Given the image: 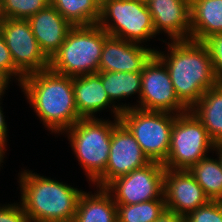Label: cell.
<instances>
[{
	"label": "cell",
	"mask_w": 222,
	"mask_h": 222,
	"mask_svg": "<svg viewBox=\"0 0 222 222\" xmlns=\"http://www.w3.org/2000/svg\"><path fill=\"white\" fill-rule=\"evenodd\" d=\"M166 50L156 49L155 55L167 67L176 96L190 109L218 84L209 52L202 42L190 39L168 40Z\"/></svg>",
	"instance_id": "1"
},
{
	"label": "cell",
	"mask_w": 222,
	"mask_h": 222,
	"mask_svg": "<svg viewBox=\"0 0 222 222\" xmlns=\"http://www.w3.org/2000/svg\"><path fill=\"white\" fill-rule=\"evenodd\" d=\"M20 88L51 133L60 135L81 119L75 105L73 77L48 68L26 75Z\"/></svg>",
	"instance_id": "2"
},
{
	"label": "cell",
	"mask_w": 222,
	"mask_h": 222,
	"mask_svg": "<svg viewBox=\"0 0 222 222\" xmlns=\"http://www.w3.org/2000/svg\"><path fill=\"white\" fill-rule=\"evenodd\" d=\"M28 170L18 174L19 203L28 221L73 222L83 190Z\"/></svg>",
	"instance_id": "3"
},
{
	"label": "cell",
	"mask_w": 222,
	"mask_h": 222,
	"mask_svg": "<svg viewBox=\"0 0 222 222\" xmlns=\"http://www.w3.org/2000/svg\"><path fill=\"white\" fill-rule=\"evenodd\" d=\"M108 36L98 24L73 26L49 60V68L68 77L98 73L104 40Z\"/></svg>",
	"instance_id": "4"
},
{
	"label": "cell",
	"mask_w": 222,
	"mask_h": 222,
	"mask_svg": "<svg viewBox=\"0 0 222 222\" xmlns=\"http://www.w3.org/2000/svg\"><path fill=\"white\" fill-rule=\"evenodd\" d=\"M113 119H80L62 134H67L74 155L92 185L107 167L112 131L120 122L119 118Z\"/></svg>",
	"instance_id": "5"
},
{
	"label": "cell",
	"mask_w": 222,
	"mask_h": 222,
	"mask_svg": "<svg viewBox=\"0 0 222 222\" xmlns=\"http://www.w3.org/2000/svg\"><path fill=\"white\" fill-rule=\"evenodd\" d=\"M98 25L109 36L142 44L155 38L147 4L134 0H101Z\"/></svg>",
	"instance_id": "6"
},
{
	"label": "cell",
	"mask_w": 222,
	"mask_h": 222,
	"mask_svg": "<svg viewBox=\"0 0 222 222\" xmlns=\"http://www.w3.org/2000/svg\"><path fill=\"white\" fill-rule=\"evenodd\" d=\"M215 148L216 144L210 138L206 128L188 110L175 117L169 153L163 166L165 169L189 170Z\"/></svg>",
	"instance_id": "7"
},
{
	"label": "cell",
	"mask_w": 222,
	"mask_h": 222,
	"mask_svg": "<svg viewBox=\"0 0 222 222\" xmlns=\"http://www.w3.org/2000/svg\"><path fill=\"white\" fill-rule=\"evenodd\" d=\"M176 115L171 112L131 108L123 111L119 120L135 137L149 160L163 164L169 153Z\"/></svg>",
	"instance_id": "8"
},
{
	"label": "cell",
	"mask_w": 222,
	"mask_h": 222,
	"mask_svg": "<svg viewBox=\"0 0 222 222\" xmlns=\"http://www.w3.org/2000/svg\"><path fill=\"white\" fill-rule=\"evenodd\" d=\"M164 173L162 163L151 161L146 166L117 177L105 189L111 194L115 204L130 205L164 199Z\"/></svg>",
	"instance_id": "9"
},
{
	"label": "cell",
	"mask_w": 222,
	"mask_h": 222,
	"mask_svg": "<svg viewBox=\"0 0 222 222\" xmlns=\"http://www.w3.org/2000/svg\"><path fill=\"white\" fill-rule=\"evenodd\" d=\"M141 94L135 108L182 114L189 109L176 96L165 64L154 55L141 71Z\"/></svg>",
	"instance_id": "10"
},
{
	"label": "cell",
	"mask_w": 222,
	"mask_h": 222,
	"mask_svg": "<svg viewBox=\"0 0 222 222\" xmlns=\"http://www.w3.org/2000/svg\"><path fill=\"white\" fill-rule=\"evenodd\" d=\"M1 33L15 66L25 76L49 68V59L41 51L28 20L3 19Z\"/></svg>",
	"instance_id": "11"
},
{
	"label": "cell",
	"mask_w": 222,
	"mask_h": 222,
	"mask_svg": "<svg viewBox=\"0 0 222 222\" xmlns=\"http://www.w3.org/2000/svg\"><path fill=\"white\" fill-rule=\"evenodd\" d=\"M150 162L135 137L119 122L112 131L107 167L94 186L96 189L105 188L117 177L129 174Z\"/></svg>",
	"instance_id": "12"
},
{
	"label": "cell",
	"mask_w": 222,
	"mask_h": 222,
	"mask_svg": "<svg viewBox=\"0 0 222 222\" xmlns=\"http://www.w3.org/2000/svg\"><path fill=\"white\" fill-rule=\"evenodd\" d=\"M163 196L167 209L185 217L210 201L189 170L165 169Z\"/></svg>",
	"instance_id": "13"
},
{
	"label": "cell",
	"mask_w": 222,
	"mask_h": 222,
	"mask_svg": "<svg viewBox=\"0 0 222 222\" xmlns=\"http://www.w3.org/2000/svg\"><path fill=\"white\" fill-rule=\"evenodd\" d=\"M155 48L108 36L104 40L98 72H141Z\"/></svg>",
	"instance_id": "14"
},
{
	"label": "cell",
	"mask_w": 222,
	"mask_h": 222,
	"mask_svg": "<svg viewBox=\"0 0 222 222\" xmlns=\"http://www.w3.org/2000/svg\"><path fill=\"white\" fill-rule=\"evenodd\" d=\"M156 35L167 34L170 41L190 39V5L185 0H148Z\"/></svg>",
	"instance_id": "15"
},
{
	"label": "cell",
	"mask_w": 222,
	"mask_h": 222,
	"mask_svg": "<svg viewBox=\"0 0 222 222\" xmlns=\"http://www.w3.org/2000/svg\"><path fill=\"white\" fill-rule=\"evenodd\" d=\"M75 105L81 119L97 118L95 114L110 108L114 118L121 111L109 99L101 78L97 74L73 77Z\"/></svg>",
	"instance_id": "16"
},
{
	"label": "cell",
	"mask_w": 222,
	"mask_h": 222,
	"mask_svg": "<svg viewBox=\"0 0 222 222\" xmlns=\"http://www.w3.org/2000/svg\"><path fill=\"white\" fill-rule=\"evenodd\" d=\"M41 51L50 60L73 27L51 4L28 19Z\"/></svg>",
	"instance_id": "17"
},
{
	"label": "cell",
	"mask_w": 222,
	"mask_h": 222,
	"mask_svg": "<svg viewBox=\"0 0 222 222\" xmlns=\"http://www.w3.org/2000/svg\"><path fill=\"white\" fill-rule=\"evenodd\" d=\"M222 33V0H197L190 5V40L203 42Z\"/></svg>",
	"instance_id": "18"
},
{
	"label": "cell",
	"mask_w": 222,
	"mask_h": 222,
	"mask_svg": "<svg viewBox=\"0 0 222 222\" xmlns=\"http://www.w3.org/2000/svg\"><path fill=\"white\" fill-rule=\"evenodd\" d=\"M95 192H82L73 222H117V205L111 194L100 187Z\"/></svg>",
	"instance_id": "19"
},
{
	"label": "cell",
	"mask_w": 222,
	"mask_h": 222,
	"mask_svg": "<svg viewBox=\"0 0 222 222\" xmlns=\"http://www.w3.org/2000/svg\"><path fill=\"white\" fill-rule=\"evenodd\" d=\"M206 128L216 144H222V85L208 89L189 109Z\"/></svg>",
	"instance_id": "20"
},
{
	"label": "cell",
	"mask_w": 222,
	"mask_h": 222,
	"mask_svg": "<svg viewBox=\"0 0 222 222\" xmlns=\"http://www.w3.org/2000/svg\"><path fill=\"white\" fill-rule=\"evenodd\" d=\"M96 74L101 78L110 101L117 106L121 112L135 108V105L123 104L122 102L121 105L119 101L136 93L138 100L140 99L141 72H98Z\"/></svg>",
	"instance_id": "21"
},
{
	"label": "cell",
	"mask_w": 222,
	"mask_h": 222,
	"mask_svg": "<svg viewBox=\"0 0 222 222\" xmlns=\"http://www.w3.org/2000/svg\"><path fill=\"white\" fill-rule=\"evenodd\" d=\"M50 4L72 25L98 24L101 0H50Z\"/></svg>",
	"instance_id": "22"
},
{
	"label": "cell",
	"mask_w": 222,
	"mask_h": 222,
	"mask_svg": "<svg viewBox=\"0 0 222 222\" xmlns=\"http://www.w3.org/2000/svg\"><path fill=\"white\" fill-rule=\"evenodd\" d=\"M189 172L210 200L222 201V165L218 157L202 158L189 169Z\"/></svg>",
	"instance_id": "23"
},
{
	"label": "cell",
	"mask_w": 222,
	"mask_h": 222,
	"mask_svg": "<svg viewBox=\"0 0 222 222\" xmlns=\"http://www.w3.org/2000/svg\"><path fill=\"white\" fill-rule=\"evenodd\" d=\"M117 222H154L166 208L164 199L137 204H116Z\"/></svg>",
	"instance_id": "24"
},
{
	"label": "cell",
	"mask_w": 222,
	"mask_h": 222,
	"mask_svg": "<svg viewBox=\"0 0 222 222\" xmlns=\"http://www.w3.org/2000/svg\"><path fill=\"white\" fill-rule=\"evenodd\" d=\"M1 15L4 19L28 20L32 15L45 9L50 0H0Z\"/></svg>",
	"instance_id": "25"
},
{
	"label": "cell",
	"mask_w": 222,
	"mask_h": 222,
	"mask_svg": "<svg viewBox=\"0 0 222 222\" xmlns=\"http://www.w3.org/2000/svg\"><path fill=\"white\" fill-rule=\"evenodd\" d=\"M0 76L8 84H10V81L14 80L15 78L19 86L22 83L23 78L25 77V75L15 66L11 53L6 45L5 39L1 32H0Z\"/></svg>",
	"instance_id": "26"
},
{
	"label": "cell",
	"mask_w": 222,
	"mask_h": 222,
	"mask_svg": "<svg viewBox=\"0 0 222 222\" xmlns=\"http://www.w3.org/2000/svg\"><path fill=\"white\" fill-rule=\"evenodd\" d=\"M186 222H222V201L210 200L186 217Z\"/></svg>",
	"instance_id": "27"
},
{
	"label": "cell",
	"mask_w": 222,
	"mask_h": 222,
	"mask_svg": "<svg viewBox=\"0 0 222 222\" xmlns=\"http://www.w3.org/2000/svg\"><path fill=\"white\" fill-rule=\"evenodd\" d=\"M202 43L211 57L218 84L222 85V33L212 35Z\"/></svg>",
	"instance_id": "28"
},
{
	"label": "cell",
	"mask_w": 222,
	"mask_h": 222,
	"mask_svg": "<svg viewBox=\"0 0 222 222\" xmlns=\"http://www.w3.org/2000/svg\"><path fill=\"white\" fill-rule=\"evenodd\" d=\"M0 222H29L27 214L19 203L0 205Z\"/></svg>",
	"instance_id": "29"
},
{
	"label": "cell",
	"mask_w": 222,
	"mask_h": 222,
	"mask_svg": "<svg viewBox=\"0 0 222 222\" xmlns=\"http://www.w3.org/2000/svg\"><path fill=\"white\" fill-rule=\"evenodd\" d=\"M6 90H8V86L2 90H0V105L2 104V97L4 95V93L6 92ZM3 108L2 106H0V144L4 147L7 148V123L5 122V116L3 115Z\"/></svg>",
	"instance_id": "30"
},
{
	"label": "cell",
	"mask_w": 222,
	"mask_h": 222,
	"mask_svg": "<svg viewBox=\"0 0 222 222\" xmlns=\"http://www.w3.org/2000/svg\"><path fill=\"white\" fill-rule=\"evenodd\" d=\"M154 222H186V218L183 215L177 214L176 212L165 208L160 214L159 218Z\"/></svg>",
	"instance_id": "31"
},
{
	"label": "cell",
	"mask_w": 222,
	"mask_h": 222,
	"mask_svg": "<svg viewBox=\"0 0 222 222\" xmlns=\"http://www.w3.org/2000/svg\"><path fill=\"white\" fill-rule=\"evenodd\" d=\"M214 151L217 154L216 156H218L220 163L222 165V144L216 145V148Z\"/></svg>",
	"instance_id": "32"
},
{
	"label": "cell",
	"mask_w": 222,
	"mask_h": 222,
	"mask_svg": "<svg viewBox=\"0 0 222 222\" xmlns=\"http://www.w3.org/2000/svg\"><path fill=\"white\" fill-rule=\"evenodd\" d=\"M7 149H5L1 144H0V167L2 166L1 163H3L4 158H5V153Z\"/></svg>",
	"instance_id": "33"
},
{
	"label": "cell",
	"mask_w": 222,
	"mask_h": 222,
	"mask_svg": "<svg viewBox=\"0 0 222 222\" xmlns=\"http://www.w3.org/2000/svg\"><path fill=\"white\" fill-rule=\"evenodd\" d=\"M9 84L0 76V90L6 88Z\"/></svg>",
	"instance_id": "34"
},
{
	"label": "cell",
	"mask_w": 222,
	"mask_h": 222,
	"mask_svg": "<svg viewBox=\"0 0 222 222\" xmlns=\"http://www.w3.org/2000/svg\"><path fill=\"white\" fill-rule=\"evenodd\" d=\"M189 5H192L194 2H196L197 0H185Z\"/></svg>",
	"instance_id": "35"
},
{
	"label": "cell",
	"mask_w": 222,
	"mask_h": 222,
	"mask_svg": "<svg viewBox=\"0 0 222 222\" xmlns=\"http://www.w3.org/2000/svg\"><path fill=\"white\" fill-rule=\"evenodd\" d=\"M3 17H2V15H0V32H1V25H2V21H3Z\"/></svg>",
	"instance_id": "36"
},
{
	"label": "cell",
	"mask_w": 222,
	"mask_h": 222,
	"mask_svg": "<svg viewBox=\"0 0 222 222\" xmlns=\"http://www.w3.org/2000/svg\"><path fill=\"white\" fill-rule=\"evenodd\" d=\"M134 1H140V2L146 3L148 0H134Z\"/></svg>",
	"instance_id": "37"
}]
</instances>
